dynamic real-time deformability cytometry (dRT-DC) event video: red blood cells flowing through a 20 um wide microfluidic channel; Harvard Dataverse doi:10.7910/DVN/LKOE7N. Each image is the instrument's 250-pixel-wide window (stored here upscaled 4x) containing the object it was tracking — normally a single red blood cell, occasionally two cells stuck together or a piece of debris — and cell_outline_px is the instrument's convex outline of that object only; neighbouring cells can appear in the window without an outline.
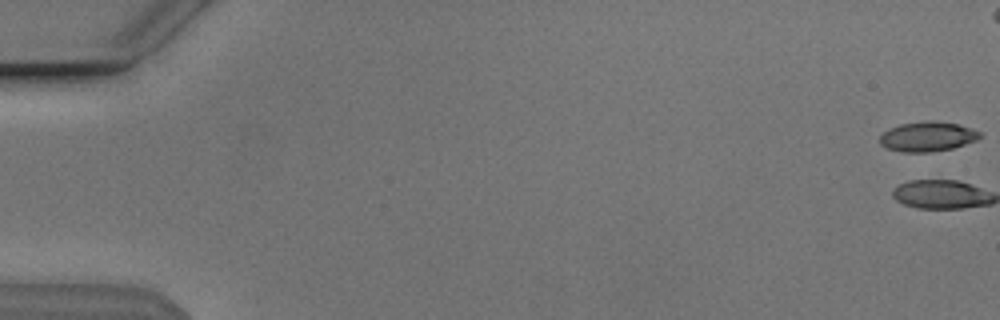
{"species": "Egyptian fruit bat (a non-hibernating species)", "species_latin": "Rousettus aegyptiacus", "temperature_condition": "cold", "stored_images_in_passage": 16, "camera_frame_rate_fps": 3000, "um_per_image_px": 0.085, "animal": {"sex": "male"}, "frame": {"image": 1, "passage_image": 1, "time_ms": 0.0, "image_size_px": [1000, 320], "cell_outline_px": [[980, 136], [976, 140], [952, 148], [928, 152], [900, 152], [888, 148], [880, 144], [880, 136], [888, 128], [900, 124], [956, 124], [980, 132]], "centroid_in_image_um": [78.78, 11.67], "position_along_channel_um": 6.2, "area_um2": 16.24}}